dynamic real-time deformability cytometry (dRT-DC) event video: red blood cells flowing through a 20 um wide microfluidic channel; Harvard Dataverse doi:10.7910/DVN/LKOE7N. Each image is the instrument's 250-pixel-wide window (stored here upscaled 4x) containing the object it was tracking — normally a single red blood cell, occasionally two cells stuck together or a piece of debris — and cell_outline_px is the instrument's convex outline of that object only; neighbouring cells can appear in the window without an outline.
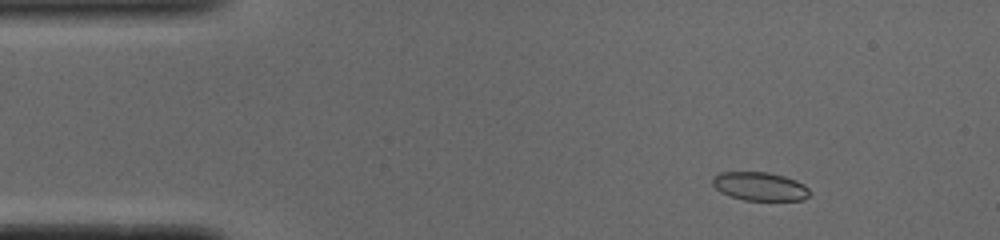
{"species": "common noctule bat (a hibernating species)", "species_latin": "Nyctalus noctula", "temperature_condition": "cold", "stored_images_in_passage": 51, "camera_frame_rate_fps": 3000, "um_per_image_px": 0.085, "animal": {"sex": "male", "body_mass_g": 19.0, "forearm_length_mm": 50.8}, "frame": {"image": 1, "passage_image": 6, "time_ms": 1.667, "image_size_px": [1000, 240], "cell_outline_px": [[812, 192], [804, 200], [744, 200], [720, 192], [712, 184], [712, 176], [720, 172], [768, 172], [784, 176], [796, 180], [804, 184]], "centroid_in_image_um": [64.6, 15.83], "position_along_channel_um": 20.4, "area_um2": 16.24}}
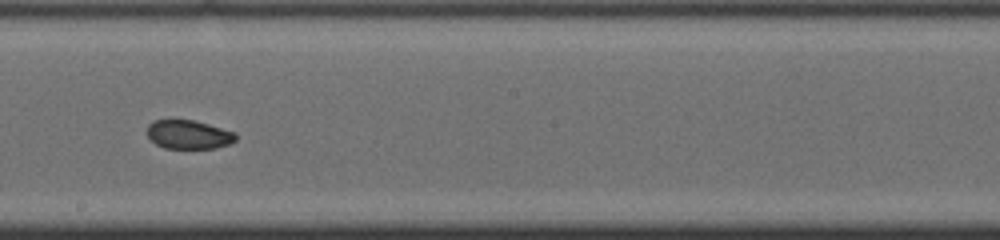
{"frame": {"image": 2, "passage_image": 28, "time_ms": 9.0, "image_size_px": [1000, 240], "cell_outline_px": [[236, 140], [228, 144], [216, 148], [164, 148], [156, 144], [148, 136], [148, 124], [156, 120], [192, 120], [208, 124], [236, 132]], "centroid_in_image_um": [16.05, 11.44], "position_along_channel_um": 232.2, "area_um2": 14.74}}
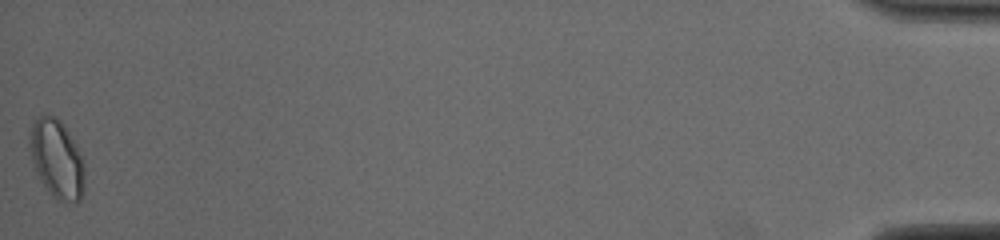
{"frame": {"image": 3, "passage_image": 51, "time_ms": 16.667, "image_size_px": [1000, 240], "cell_outline_px": [[84, 192], [80, 200], [76, 204], [56, 200], [52, 196], [40, 180], [36, 172], [28, 144], [28, 132], [32, 124], [40, 116], [56, 116], [60, 120], [68, 132], [84, 160]], "centroid_in_image_um": [4.83, 13.55], "position_along_channel_um": 430.4, "area_um2": 25.32}, "authors_computed_cell_mechanics": {"area_um2": 16.3574, "velocity_mm_per_s": 3.8892, "shape_relaxation_time_tau1_ms": null, "shape_relaxation_time_tau2_ms": 1.9172, "deformation_change_tau1": null, "deformation_change_tau2": 0.0461}}